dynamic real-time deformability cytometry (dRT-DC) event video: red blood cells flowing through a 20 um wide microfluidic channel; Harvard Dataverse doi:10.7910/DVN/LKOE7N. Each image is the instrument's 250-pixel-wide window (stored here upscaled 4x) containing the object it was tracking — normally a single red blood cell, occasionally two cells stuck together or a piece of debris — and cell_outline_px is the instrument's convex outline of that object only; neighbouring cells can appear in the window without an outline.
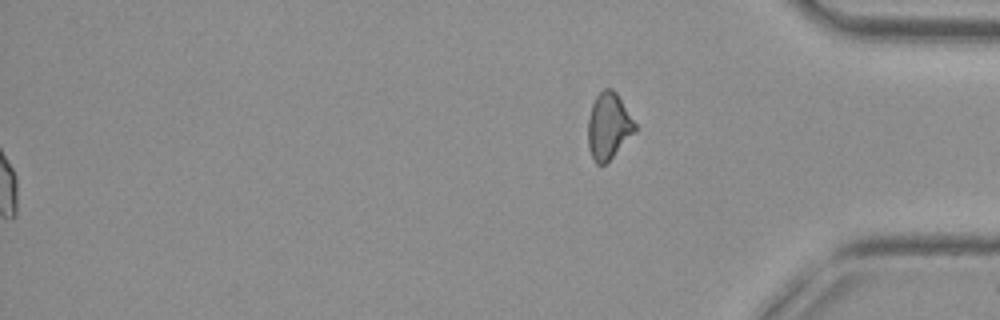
{"species": "common noctule bat (a hibernating species)", "species_latin": "Nyctalus noctula", "temperature_condition": "cold", "stored_images_in_passage": 49, "segment_of_instrument_passage": [2, 2], "camera_frame_rate_fps": 3000, "um_per_image_px": 0.085, "animal": {"sex": "female", "body_mass_g": 29.2, "forearm_length_mm": 56.3}, "frame": {"image": 1, "passage_image": 49, "time_ms": 16.0, "image_size_px": [1000, 320], "cell_outline_px": [[636, 132], [604, 164], [596, 164], [592, 156], [588, 144], [588, 120], [592, 104], [596, 96], [604, 88], [612, 88], [616, 92], [636, 124]], "centroid_in_image_um": [51.73, 10.69], "position_along_channel_um": 383.5, "area_um2": 17.92}}